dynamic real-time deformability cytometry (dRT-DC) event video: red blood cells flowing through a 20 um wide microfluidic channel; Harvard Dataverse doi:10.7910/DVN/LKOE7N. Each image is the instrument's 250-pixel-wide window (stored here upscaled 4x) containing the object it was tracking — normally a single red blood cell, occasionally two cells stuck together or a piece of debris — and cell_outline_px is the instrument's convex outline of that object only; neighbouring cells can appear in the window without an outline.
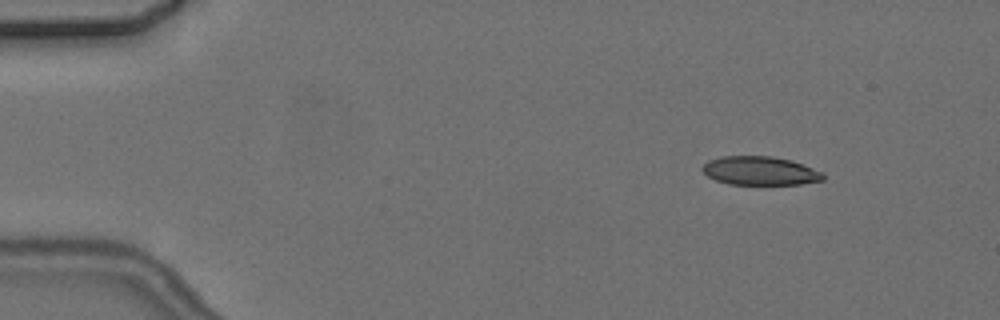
{"species": "common noctule bat (a hibernating species)", "species_latin": "Nyctalus noctula", "temperature_condition": "cold", "stored_images_in_passage": 6, "camera_frame_rate_fps": 3000, "um_per_image_px": 0.085, "animal": {"sex": "female", "body_mass_g": 24.6, "forearm_length_mm": 56.2}, "frame": {"image": 1, "passage_image": 2, "time_ms": 1.333, "image_size_px": [1000, 320], "cell_outline_px": [[824, 180], [800, 184], [728, 184], [716, 180], [708, 176], [700, 168], [708, 160], [720, 156], [772, 156], [792, 160], [804, 164], [824, 172]], "centroid_in_image_um": [64.62, 14.51], "position_along_channel_um": 20.4, "area_um2": 20.35}}
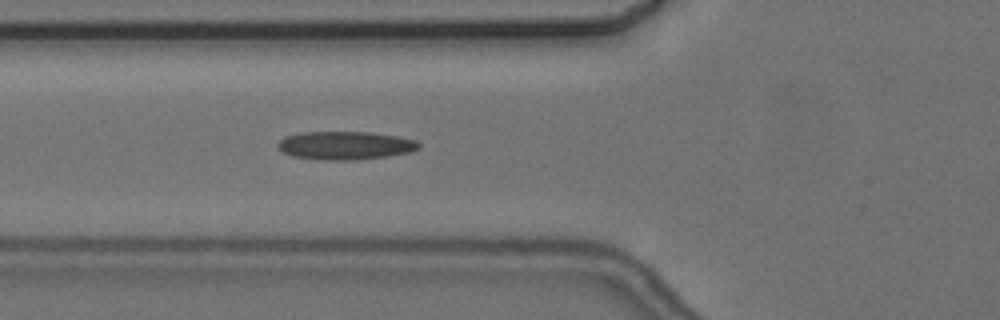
{"frame": {"image": 2, "passage_image": 6, "time_ms": 6.0, "image_size_px": [1000, 320], "cell_outline_px": [[420, 148], [408, 152], [388, 156], [352, 160], [324, 160], [292, 156], [280, 152], [276, 144], [284, 136], [300, 132], [372, 132], [400, 136], [416, 140], [420, 144]], "centroid_in_image_um": [29.32, 12.35], "position_along_channel_um": 96.5, "area_um2": 23.47}}